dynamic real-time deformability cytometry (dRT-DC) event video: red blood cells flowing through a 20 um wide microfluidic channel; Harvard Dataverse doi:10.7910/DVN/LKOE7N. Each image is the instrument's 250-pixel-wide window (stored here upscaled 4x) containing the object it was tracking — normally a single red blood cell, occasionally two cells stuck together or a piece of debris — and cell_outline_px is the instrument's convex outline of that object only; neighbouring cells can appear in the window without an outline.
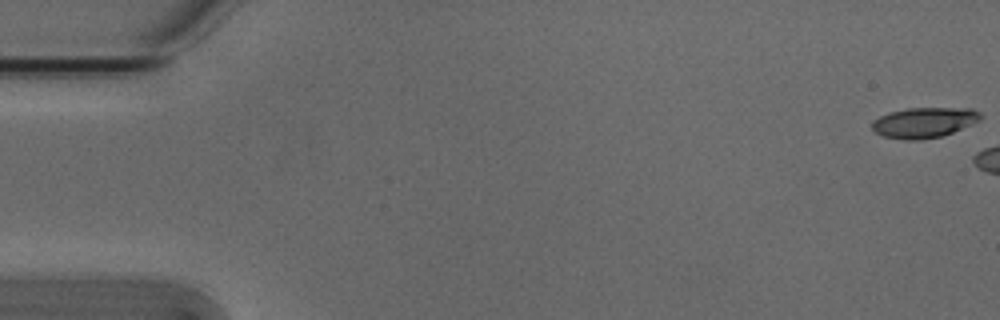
{"species": "Egyptian fruit bat (a non-hibernating species)", "species_latin": "Rousettus aegyptiacus", "temperature_condition": "cold", "stored_images_in_passage": 27, "camera_frame_rate_fps": 3000, "um_per_image_px": 0.085, "animal": {"sex": "male"}, "frame": {"image": 1, "passage_image": 1, "time_ms": 0.0, "image_size_px": [1000, 320], "cell_outline_px": [[984, 116], [980, 120], [972, 124], [952, 132], [940, 136], [920, 140], [904, 140], [884, 136], [876, 132], [872, 128], [872, 120], [880, 116], [892, 112], [908, 108], [972, 108], [980, 112]], "centroid_in_image_um": [78.57, 10.41], "position_along_channel_um": 6.4, "area_um2": 19.13}}
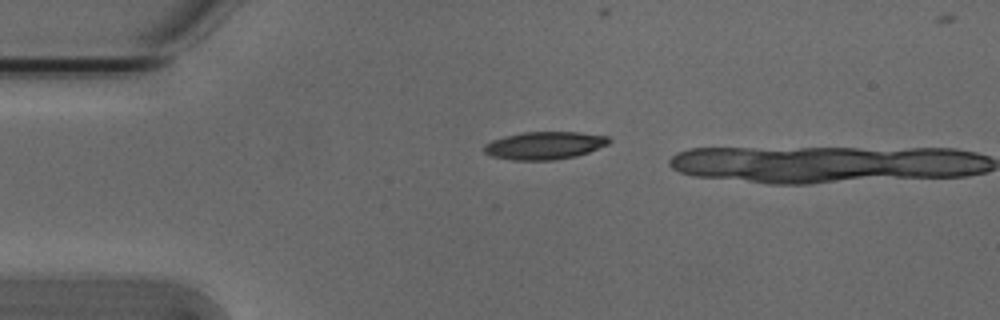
{"frame": {"image": 2, "passage_image": 13, "time_ms": 4.0, "image_size_px": [1000, 320], "cell_outline_px": [[612, 140], [608, 144], [588, 152], [576, 156], [556, 160], [512, 160], [492, 156], [484, 152], [484, 144], [492, 140], [504, 136], [524, 132], [580, 132], [608, 136]], "centroid_in_image_um": [46.29, 12.36], "position_along_channel_um": 38.7, "area_um2": 20.23}}
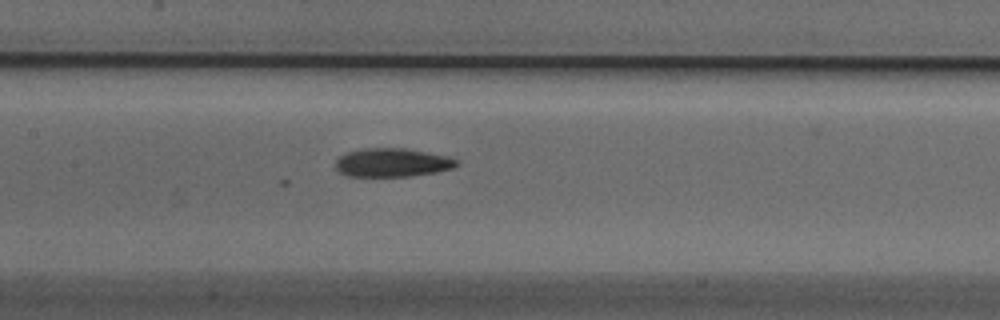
{"frame": {"image": 3, "passage_image": 26, "time_ms": 8.333, "image_size_px": [1000, 320], "cell_outline_px": [[460, 164], [452, 168], [436, 172], [412, 176], [348, 176], [340, 172], [336, 168], [336, 160], [340, 156], [348, 152], [364, 148], [408, 148], [448, 156], [460, 160]], "centroid_in_image_um": [33.39, 13.81], "position_along_channel_um": 174.0, "area_um2": 20.29}}